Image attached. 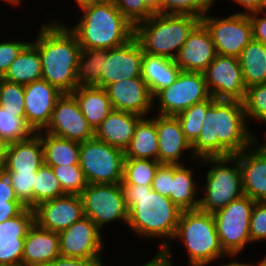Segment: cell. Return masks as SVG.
Listing matches in <instances>:
<instances>
[{
    "mask_svg": "<svg viewBox=\"0 0 266 266\" xmlns=\"http://www.w3.org/2000/svg\"><path fill=\"white\" fill-rule=\"evenodd\" d=\"M125 158L158 161V135L156 117H142L134 130L133 138L124 152Z\"/></svg>",
    "mask_w": 266,
    "mask_h": 266,
    "instance_id": "29",
    "label": "cell"
},
{
    "mask_svg": "<svg viewBox=\"0 0 266 266\" xmlns=\"http://www.w3.org/2000/svg\"><path fill=\"white\" fill-rule=\"evenodd\" d=\"M142 78L151 95L169 87L178 77L181 69L173 59L144 53L142 58Z\"/></svg>",
    "mask_w": 266,
    "mask_h": 266,
    "instance_id": "28",
    "label": "cell"
},
{
    "mask_svg": "<svg viewBox=\"0 0 266 266\" xmlns=\"http://www.w3.org/2000/svg\"><path fill=\"white\" fill-rule=\"evenodd\" d=\"M75 1L77 2L78 6L81 7L85 4L94 3L102 0H75Z\"/></svg>",
    "mask_w": 266,
    "mask_h": 266,
    "instance_id": "57",
    "label": "cell"
},
{
    "mask_svg": "<svg viewBox=\"0 0 266 266\" xmlns=\"http://www.w3.org/2000/svg\"><path fill=\"white\" fill-rule=\"evenodd\" d=\"M45 129L51 135L77 142L94 138V129L71 94H63L56 101L51 120Z\"/></svg>",
    "mask_w": 266,
    "mask_h": 266,
    "instance_id": "14",
    "label": "cell"
},
{
    "mask_svg": "<svg viewBox=\"0 0 266 266\" xmlns=\"http://www.w3.org/2000/svg\"><path fill=\"white\" fill-rule=\"evenodd\" d=\"M266 134V133H265ZM266 137V136H265ZM261 146L266 150V143L261 144Z\"/></svg>",
    "mask_w": 266,
    "mask_h": 266,
    "instance_id": "60",
    "label": "cell"
},
{
    "mask_svg": "<svg viewBox=\"0 0 266 266\" xmlns=\"http://www.w3.org/2000/svg\"><path fill=\"white\" fill-rule=\"evenodd\" d=\"M0 201H18L7 174L0 171Z\"/></svg>",
    "mask_w": 266,
    "mask_h": 266,
    "instance_id": "52",
    "label": "cell"
},
{
    "mask_svg": "<svg viewBox=\"0 0 266 266\" xmlns=\"http://www.w3.org/2000/svg\"><path fill=\"white\" fill-rule=\"evenodd\" d=\"M102 258H72L58 256L47 266H104Z\"/></svg>",
    "mask_w": 266,
    "mask_h": 266,
    "instance_id": "48",
    "label": "cell"
},
{
    "mask_svg": "<svg viewBox=\"0 0 266 266\" xmlns=\"http://www.w3.org/2000/svg\"><path fill=\"white\" fill-rule=\"evenodd\" d=\"M141 118L142 116L135 113L112 110L105 120L94 129V138L125 152Z\"/></svg>",
    "mask_w": 266,
    "mask_h": 266,
    "instance_id": "25",
    "label": "cell"
},
{
    "mask_svg": "<svg viewBox=\"0 0 266 266\" xmlns=\"http://www.w3.org/2000/svg\"><path fill=\"white\" fill-rule=\"evenodd\" d=\"M52 169L61 183L65 194L80 195L88 185L84 172L79 164L53 166Z\"/></svg>",
    "mask_w": 266,
    "mask_h": 266,
    "instance_id": "39",
    "label": "cell"
},
{
    "mask_svg": "<svg viewBox=\"0 0 266 266\" xmlns=\"http://www.w3.org/2000/svg\"><path fill=\"white\" fill-rule=\"evenodd\" d=\"M170 240L164 241L162 243L160 251L155 255L149 262L145 263L143 266H172L171 264V253H170Z\"/></svg>",
    "mask_w": 266,
    "mask_h": 266,
    "instance_id": "51",
    "label": "cell"
},
{
    "mask_svg": "<svg viewBox=\"0 0 266 266\" xmlns=\"http://www.w3.org/2000/svg\"><path fill=\"white\" fill-rule=\"evenodd\" d=\"M259 265L257 266H266V256L263 258V260L260 261V263H258ZM222 266H253L252 264H248V263H239V262H232V263H228V264H224Z\"/></svg>",
    "mask_w": 266,
    "mask_h": 266,
    "instance_id": "56",
    "label": "cell"
},
{
    "mask_svg": "<svg viewBox=\"0 0 266 266\" xmlns=\"http://www.w3.org/2000/svg\"><path fill=\"white\" fill-rule=\"evenodd\" d=\"M128 208V226L146 238L174 239L182 210L152 186L121 182Z\"/></svg>",
    "mask_w": 266,
    "mask_h": 266,
    "instance_id": "3",
    "label": "cell"
},
{
    "mask_svg": "<svg viewBox=\"0 0 266 266\" xmlns=\"http://www.w3.org/2000/svg\"><path fill=\"white\" fill-rule=\"evenodd\" d=\"M101 230L87 216L60 231V255L72 258H101L103 250Z\"/></svg>",
    "mask_w": 266,
    "mask_h": 266,
    "instance_id": "15",
    "label": "cell"
},
{
    "mask_svg": "<svg viewBox=\"0 0 266 266\" xmlns=\"http://www.w3.org/2000/svg\"><path fill=\"white\" fill-rule=\"evenodd\" d=\"M6 149L7 144L0 138V171L4 168Z\"/></svg>",
    "mask_w": 266,
    "mask_h": 266,
    "instance_id": "55",
    "label": "cell"
},
{
    "mask_svg": "<svg viewBox=\"0 0 266 266\" xmlns=\"http://www.w3.org/2000/svg\"><path fill=\"white\" fill-rule=\"evenodd\" d=\"M254 204V200L243 195L213 214L220 245L230 257L251 242L249 227Z\"/></svg>",
    "mask_w": 266,
    "mask_h": 266,
    "instance_id": "9",
    "label": "cell"
},
{
    "mask_svg": "<svg viewBox=\"0 0 266 266\" xmlns=\"http://www.w3.org/2000/svg\"><path fill=\"white\" fill-rule=\"evenodd\" d=\"M249 13L214 18L205 14L201 23L208 30L217 54L238 57L253 39Z\"/></svg>",
    "mask_w": 266,
    "mask_h": 266,
    "instance_id": "12",
    "label": "cell"
},
{
    "mask_svg": "<svg viewBox=\"0 0 266 266\" xmlns=\"http://www.w3.org/2000/svg\"><path fill=\"white\" fill-rule=\"evenodd\" d=\"M34 133L26 123L24 111H7L0 106V138L7 145L26 140Z\"/></svg>",
    "mask_w": 266,
    "mask_h": 266,
    "instance_id": "35",
    "label": "cell"
},
{
    "mask_svg": "<svg viewBox=\"0 0 266 266\" xmlns=\"http://www.w3.org/2000/svg\"><path fill=\"white\" fill-rule=\"evenodd\" d=\"M234 1L239 5H242L243 8L245 7V9L248 10L250 14L258 12L261 2V0H234Z\"/></svg>",
    "mask_w": 266,
    "mask_h": 266,
    "instance_id": "53",
    "label": "cell"
},
{
    "mask_svg": "<svg viewBox=\"0 0 266 266\" xmlns=\"http://www.w3.org/2000/svg\"><path fill=\"white\" fill-rule=\"evenodd\" d=\"M243 105L246 118L252 117L266 123V83L248 87Z\"/></svg>",
    "mask_w": 266,
    "mask_h": 266,
    "instance_id": "42",
    "label": "cell"
},
{
    "mask_svg": "<svg viewBox=\"0 0 266 266\" xmlns=\"http://www.w3.org/2000/svg\"><path fill=\"white\" fill-rule=\"evenodd\" d=\"M108 58V50L105 49H81L77 60L76 88L78 87H99V80L102 74L103 60Z\"/></svg>",
    "mask_w": 266,
    "mask_h": 266,
    "instance_id": "34",
    "label": "cell"
},
{
    "mask_svg": "<svg viewBox=\"0 0 266 266\" xmlns=\"http://www.w3.org/2000/svg\"><path fill=\"white\" fill-rule=\"evenodd\" d=\"M158 135V161L161 164L181 165L183 151L192 149L185 138L180 122L176 116L158 115L156 117Z\"/></svg>",
    "mask_w": 266,
    "mask_h": 266,
    "instance_id": "23",
    "label": "cell"
},
{
    "mask_svg": "<svg viewBox=\"0 0 266 266\" xmlns=\"http://www.w3.org/2000/svg\"><path fill=\"white\" fill-rule=\"evenodd\" d=\"M173 178V165L161 164L154 176L152 189L164 197L169 198Z\"/></svg>",
    "mask_w": 266,
    "mask_h": 266,
    "instance_id": "47",
    "label": "cell"
},
{
    "mask_svg": "<svg viewBox=\"0 0 266 266\" xmlns=\"http://www.w3.org/2000/svg\"><path fill=\"white\" fill-rule=\"evenodd\" d=\"M212 106V96L176 115L185 138L192 144L199 136L207 110Z\"/></svg>",
    "mask_w": 266,
    "mask_h": 266,
    "instance_id": "38",
    "label": "cell"
},
{
    "mask_svg": "<svg viewBox=\"0 0 266 266\" xmlns=\"http://www.w3.org/2000/svg\"><path fill=\"white\" fill-rule=\"evenodd\" d=\"M163 0H142L144 5L153 13L160 14Z\"/></svg>",
    "mask_w": 266,
    "mask_h": 266,
    "instance_id": "54",
    "label": "cell"
},
{
    "mask_svg": "<svg viewBox=\"0 0 266 266\" xmlns=\"http://www.w3.org/2000/svg\"><path fill=\"white\" fill-rule=\"evenodd\" d=\"M0 106L7 111H24V85L0 78Z\"/></svg>",
    "mask_w": 266,
    "mask_h": 266,
    "instance_id": "43",
    "label": "cell"
},
{
    "mask_svg": "<svg viewBox=\"0 0 266 266\" xmlns=\"http://www.w3.org/2000/svg\"><path fill=\"white\" fill-rule=\"evenodd\" d=\"M29 43L21 41L0 42V78H2L11 63Z\"/></svg>",
    "mask_w": 266,
    "mask_h": 266,
    "instance_id": "46",
    "label": "cell"
},
{
    "mask_svg": "<svg viewBox=\"0 0 266 266\" xmlns=\"http://www.w3.org/2000/svg\"><path fill=\"white\" fill-rule=\"evenodd\" d=\"M251 242L266 239V201L255 202L249 227Z\"/></svg>",
    "mask_w": 266,
    "mask_h": 266,
    "instance_id": "45",
    "label": "cell"
},
{
    "mask_svg": "<svg viewBox=\"0 0 266 266\" xmlns=\"http://www.w3.org/2000/svg\"><path fill=\"white\" fill-rule=\"evenodd\" d=\"M66 195L52 167L43 164L37 171L33 187V208L39 203Z\"/></svg>",
    "mask_w": 266,
    "mask_h": 266,
    "instance_id": "36",
    "label": "cell"
},
{
    "mask_svg": "<svg viewBox=\"0 0 266 266\" xmlns=\"http://www.w3.org/2000/svg\"><path fill=\"white\" fill-rule=\"evenodd\" d=\"M53 22L42 25L32 44L39 52L42 79L63 94H71L76 89L75 75L81 47L69 27Z\"/></svg>",
    "mask_w": 266,
    "mask_h": 266,
    "instance_id": "2",
    "label": "cell"
},
{
    "mask_svg": "<svg viewBox=\"0 0 266 266\" xmlns=\"http://www.w3.org/2000/svg\"><path fill=\"white\" fill-rule=\"evenodd\" d=\"M71 95L88 124L96 129L113 110L107 91L97 86L78 87Z\"/></svg>",
    "mask_w": 266,
    "mask_h": 266,
    "instance_id": "27",
    "label": "cell"
},
{
    "mask_svg": "<svg viewBox=\"0 0 266 266\" xmlns=\"http://www.w3.org/2000/svg\"><path fill=\"white\" fill-rule=\"evenodd\" d=\"M36 133L42 142L45 165L53 167L79 164L80 142L60 138L47 132L45 135L43 130Z\"/></svg>",
    "mask_w": 266,
    "mask_h": 266,
    "instance_id": "30",
    "label": "cell"
},
{
    "mask_svg": "<svg viewBox=\"0 0 266 266\" xmlns=\"http://www.w3.org/2000/svg\"><path fill=\"white\" fill-rule=\"evenodd\" d=\"M84 215L100 229L115 220L128 224V208L121 183L88 184L80 193Z\"/></svg>",
    "mask_w": 266,
    "mask_h": 266,
    "instance_id": "10",
    "label": "cell"
},
{
    "mask_svg": "<svg viewBox=\"0 0 266 266\" xmlns=\"http://www.w3.org/2000/svg\"><path fill=\"white\" fill-rule=\"evenodd\" d=\"M124 151L95 138L80 142L79 166L88 184L123 181Z\"/></svg>",
    "mask_w": 266,
    "mask_h": 266,
    "instance_id": "8",
    "label": "cell"
},
{
    "mask_svg": "<svg viewBox=\"0 0 266 266\" xmlns=\"http://www.w3.org/2000/svg\"><path fill=\"white\" fill-rule=\"evenodd\" d=\"M265 9H266V0H261V2H260V7H259V10H258V13H259V14L262 13L263 10H265Z\"/></svg>",
    "mask_w": 266,
    "mask_h": 266,
    "instance_id": "58",
    "label": "cell"
},
{
    "mask_svg": "<svg viewBox=\"0 0 266 266\" xmlns=\"http://www.w3.org/2000/svg\"><path fill=\"white\" fill-rule=\"evenodd\" d=\"M25 208L19 201H0V223L16 217Z\"/></svg>",
    "mask_w": 266,
    "mask_h": 266,
    "instance_id": "50",
    "label": "cell"
},
{
    "mask_svg": "<svg viewBox=\"0 0 266 266\" xmlns=\"http://www.w3.org/2000/svg\"><path fill=\"white\" fill-rule=\"evenodd\" d=\"M200 22L196 16L154 14L134 25V38L144 53L174 60Z\"/></svg>",
    "mask_w": 266,
    "mask_h": 266,
    "instance_id": "5",
    "label": "cell"
},
{
    "mask_svg": "<svg viewBox=\"0 0 266 266\" xmlns=\"http://www.w3.org/2000/svg\"><path fill=\"white\" fill-rule=\"evenodd\" d=\"M158 97L159 115L176 116L194 104L208 100L211 95L204 73L180 71L176 80L153 96Z\"/></svg>",
    "mask_w": 266,
    "mask_h": 266,
    "instance_id": "11",
    "label": "cell"
},
{
    "mask_svg": "<svg viewBox=\"0 0 266 266\" xmlns=\"http://www.w3.org/2000/svg\"><path fill=\"white\" fill-rule=\"evenodd\" d=\"M112 2L133 25L154 15L142 0H112Z\"/></svg>",
    "mask_w": 266,
    "mask_h": 266,
    "instance_id": "44",
    "label": "cell"
},
{
    "mask_svg": "<svg viewBox=\"0 0 266 266\" xmlns=\"http://www.w3.org/2000/svg\"><path fill=\"white\" fill-rule=\"evenodd\" d=\"M198 138L191 144L194 160L229 157L257 140L247 128L243 101L215 99L207 110Z\"/></svg>",
    "mask_w": 266,
    "mask_h": 266,
    "instance_id": "1",
    "label": "cell"
},
{
    "mask_svg": "<svg viewBox=\"0 0 266 266\" xmlns=\"http://www.w3.org/2000/svg\"><path fill=\"white\" fill-rule=\"evenodd\" d=\"M204 75L213 98L240 101L245 99L247 88L238 57L217 54Z\"/></svg>",
    "mask_w": 266,
    "mask_h": 266,
    "instance_id": "13",
    "label": "cell"
},
{
    "mask_svg": "<svg viewBox=\"0 0 266 266\" xmlns=\"http://www.w3.org/2000/svg\"><path fill=\"white\" fill-rule=\"evenodd\" d=\"M82 19L70 30L81 49L120 47L134 38V25L120 12L112 0H102L80 7Z\"/></svg>",
    "mask_w": 266,
    "mask_h": 266,
    "instance_id": "4",
    "label": "cell"
},
{
    "mask_svg": "<svg viewBox=\"0 0 266 266\" xmlns=\"http://www.w3.org/2000/svg\"><path fill=\"white\" fill-rule=\"evenodd\" d=\"M58 256L59 234L34 223L25 237L22 266H47Z\"/></svg>",
    "mask_w": 266,
    "mask_h": 266,
    "instance_id": "24",
    "label": "cell"
},
{
    "mask_svg": "<svg viewBox=\"0 0 266 266\" xmlns=\"http://www.w3.org/2000/svg\"><path fill=\"white\" fill-rule=\"evenodd\" d=\"M253 145L257 146V143L255 142L241 153L233 156L239 161L244 195L255 202H265L266 150L261 145L257 148Z\"/></svg>",
    "mask_w": 266,
    "mask_h": 266,
    "instance_id": "22",
    "label": "cell"
},
{
    "mask_svg": "<svg viewBox=\"0 0 266 266\" xmlns=\"http://www.w3.org/2000/svg\"><path fill=\"white\" fill-rule=\"evenodd\" d=\"M108 98L113 110L126 111L142 117L153 105V96L142 77L119 80L108 85Z\"/></svg>",
    "mask_w": 266,
    "mask_h": 266,
    "instance_id": "20",
    "label": "cell"
},
{
    "mask_svg": "<svg viewBox=\"0 0 266 266\" xmlns=\"http://www.w3.org/2000/svg\"><path fill=\"white\" fill-rule=\"evenodd\" d=\"M34 223L31 208L0 223V265L22 266L25 237Z\"/></svg>",
    "mask_w": 266,
    "mask_h": 266,
    "instance_id": "19",
    "label": "cell"
},
{
    "mask_svg": "<svg viewBox=\"0 0 266 266\" xmlns=\"http://www.w3.org/2000/svg\"><path fill=\"white\" fill-rule=\"evenodd\" d=\"M62 95V92L44 79L24 85L25 120L35 133L45 130L56 101Z\"/></svg>",
    "mask_w": 266,
    "mask_h": 266,
    "instance_id": "18",
    "label": "cell"
},
{
    "mask_svg": "<svg viewBox=\"0 0 266 266\" xmlns=\"http://www.w3.org/2000/svg\"><path fill=\"white\" fill-rule=\"evenodd\" d=\"M144 52L135 38L125 45L108 50V58L103 60V69L99 80V87L119 80L142 77V58Z\"/></svg>",
    "mask_w": 266,
    "mask_h": 266,
    "instance_id": "16",
    "label": "cell"
},
{
    "mask_svg": "<svg viewBox=\"0 0 266 266\" xmlns=\"http://www.w3.org/2000/svg\"><path fill=\"white\" fill-rule=\"evenodd\" d=\"M160 165L159 161L152 159L125 158L122 182L124 184L152 186L155 173Z\"/></svg>",
    "mask_w": 266,
    "mask_h": 266,
    "instance_id": "37",
    "label": "cell"
},
{
    "mask_svg": "<svg viewBox=\"0 0 266 266\" xmlns=\"http://www.w3.org/2000/svg\"><path fill=\"white\" fill-rule=\"evenodd\" d=\"M33 210L34 222L39 227L57 233L85 216L80 195L66 194L47 200L39 203Z\"/></svg>",
    "mask_w": 266,
    "mask_h": 266,
    "instance_id": "17",
    "label": "cell"
},
{
    "mask_svg": "<svg viewBox=\"0 0 266 266\" xmlns=\"http://www.w3.org/2000/svg\"><path fill=\"white\" fill-rule=\"evenodd\" d=\"M175 238L183 240L191 266H205L227 255L220 245L213 214L199 209L182 211Z\"/></svg>",
    "mask_w": 266,
    "mask_h": 266,
    "instance_id": "6",
    "label": "cell"
},
{
    "mask_svg": "<svg viewBox=\"0 0 266 266\" xmlns=\"http://www.w3.org/2000/svg\"><path fill=\"white\" fill-rule=\"evenodd\" d=\"M10 179L18 201L33 209V187L37 171H4Z\"/></svg>",
    "mask_w": 266,
    "mask_h": 266,
    "instance_id": "41",
    "label": "cell"
},
{
    "mask_svg": "<svg viewBox=\"0 0 266 266\" xmlns=\"http://www.w3.org/2000/svg\"><path fill=\"white\" fill-rule=\"evenodd\" d=\"M258 14V12L248 14L252 24L253 39L266 46V13L263 18L257 17Z\"/></svg>",
    "mask_w": 266,
    "mask_h": 266,
    "instance_id": "49",
    "label": "cell"
},
{
    "mask_svg": "<svg viewBox=\"0 0 266 266\" xmlns=\"http://www.w3.org/2000/svg\"><path fill=\"white\" fill-rule=\"evenodd\" d=\"M212 164L207 172L204 197L199 199L198 209L214 214L235 199L244 195L239 161L234 156L203 158ZM234 163L233 166H228Z\"/></svg>",
    "mask_w": 266,
    "mask_h": 266,
    "instance_id": "7",
    "label": "cell"
},
{
    "mask_svg": "<svg viewBox=\"0 0 266 266\" xmlns=\"http://www.w3.org/2000/svg\"><path fill=\"white\" fill-rule=\"evenodd\" d=\"M214 0H163L160 14L189 15L202 18Z\"/></svg>",
    "mask_w": 266,
    "mask_h": 266,
    "instance_id": "40",
    "label": "cell"
},
{
    "mask_svg": "<svg viewBox=\"0 0 266 266\" xmlns=\"http://www.w3.org/2000/svg\"><path fill=\"white\" fill-rule=\"evenodd\" d=\"M238 61L246 88L266 83V46L254 39L242 50Z\"/></svg>",
    "mask_w": 266,
    "mask_h": 266,
    "instance_id": "32",
    "label": "cell"
},
{
    "mask_svg": "<svg viewBox=\"0 0 266 266\" xmlns=\"http://www.w3.org/2000/svg\"><path fill=\"white\" fill-rule=\"evenodd\" d=\"M190 168H185L184 164L173 165V178H171V190L169 198L182 211L198 209L196 181ZM196 197V198H195Z\"/></svg>",
    "mask_w": 266,
    "mask_h": 266,
    "instance_id": "33",
    "label": "cell"
},
{
    "mask_svg": "<svg viewBox=\"0 0 266 266\" xmlns=\"http://www.w3.org/2000/svg\"><path fill=\"white\" fill-rule=\"evenodd\" d=\"M3 1H8V3H10L11 5L14 4V5H18L20 3L21 0H3Z\"/></svg>",
    "mask_w": 266,
    "mask_h": 266,
    "instance_id": "59",
    "label": "cell"
},
{
    "mask_svg": "<svg viewBox=\"0 0 266 266\" xmlns=\"http://www.w3.org/2000/svg\"><path fill=\"white\" fill-rule=\"evenodd\" d=\"M43 164L42 142L37 133L7 145L3 171H38Z\"/></svg>",
    "mask_w": 266,
    "mask_h": 266,
    "instance_id": "26",
    "label": "cell"
},
{
    "mask_svg": "<svg viewBox=\"0 0 266 266\" xmlns=\"http://www.w3.org/2000/svg\"><path fill=\"white\" fill-rule=\"evenodd\" d=\"M216 55L213 40L200 22L189 34L174 61L181 71L204 73Z\"/></svg>",
    "mask_w": 266,
    "mask_h": 266,
    "instance_id": "21",
    "label": "cell"
},
{
    "mask_svg": "<svg viewBox=\"0 0 266 266\" xmlns=\"http://www.w3.org/2000/svg\"><path fill=\"white\" fill-rule=\"evenodd\" d=\"M2 78L21 85L42 79V65L38 49L29 42Z\"/></svg>",
    "mask_w": 266,
    "mask_h": 266,
    "instance_id": "31",
    "label": "cell"
}]
</instances>
